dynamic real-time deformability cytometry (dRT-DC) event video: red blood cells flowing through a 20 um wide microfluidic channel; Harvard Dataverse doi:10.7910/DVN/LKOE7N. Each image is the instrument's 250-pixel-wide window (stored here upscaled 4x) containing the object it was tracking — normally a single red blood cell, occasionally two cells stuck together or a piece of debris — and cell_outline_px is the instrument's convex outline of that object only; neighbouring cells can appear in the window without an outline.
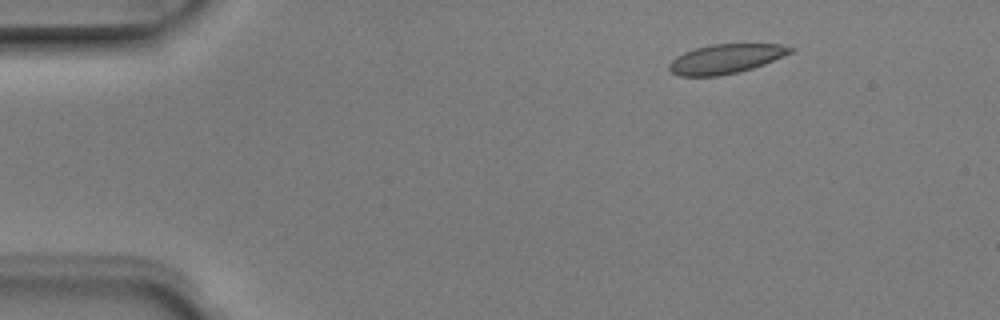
{"species": "Egyptian fruit bat (a non-hibernating species)", "species_latin": "Rousettus aegyptiacus", "temperature_condition": "room temperature", "stored_images_in_passage": 6, "camera_frame_rate_fps": 3000, "um_per_image_px": 0.085, "animal": {"sex": "male"}, "frame": {"image": 1, "passage_image": 2, "time_ms": 0.333, "image_size_px": [1000, 320], "cell_outline_px": [[796, 48], [792, 52], [764, 64], [752, 68], [736, 72], [716, 76], [680, 76], [672, 72], [668, 68], [668, 64], [676, 56], [684, 52], [696, 48], [712, 44], [780, 44]], "centroid_in_image_um": [61.68, 4.99], "position_along_channel_um": 23.3, "area_um2": 20.58}}
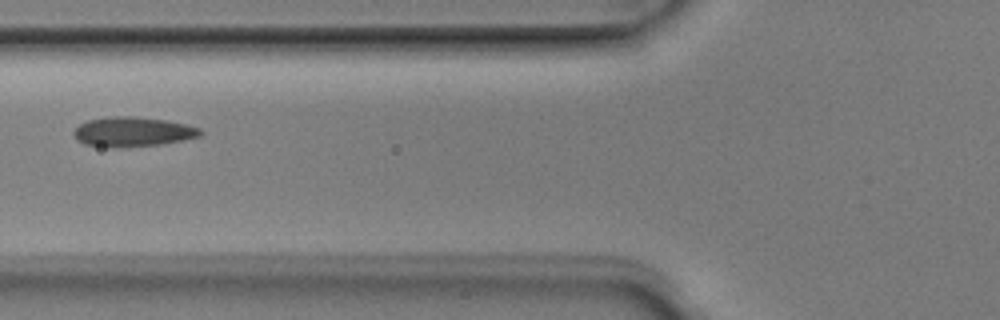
{"frame": {"image": 2, "passage_image": 5, "time_ms": 1.333, "image_size_px": [1000, 320], "cell_outline_px": [[204, 132], [200, 136], [184, 140], [160, 144], [84, 144], [76, 140], [72, 132], [80, 124], [88, 120], [112, 116], [136, 116], [164, 120], [188, 124], [200, 128]], "centroid_in_image_um": [11.35, 11.14], "position_along_channel_um": 114.5, "area_um2": 20.92}}
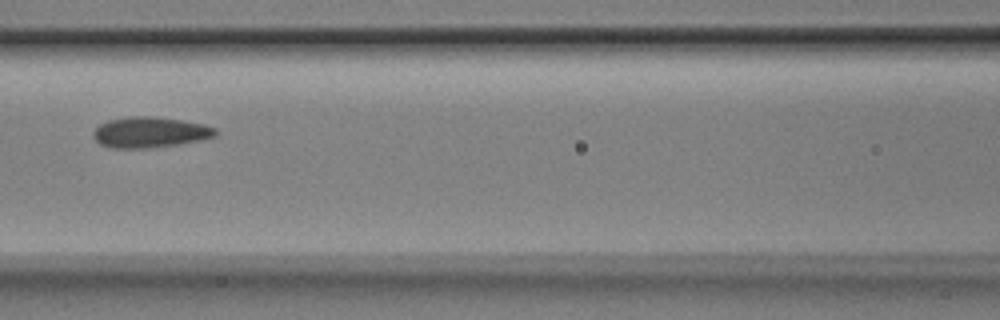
{"frame": {"image": 3, "passage_image": 6, "time_ms": 1.667, "image_size_px": [1000, 320], "cell_outline_px": [[216, 136], [200, 140], [180, 144], [148, 148], [112, 148], [100, 144], [92, 136], [92, 132], [100, 124], [108, 120], [132, 116], [152, 116], [180, 120], [204, 124], [216, 128]], "centroid_in_image_um": [12.73, 11.25], "position_along_channel_um": 153.9, "area_um2": 21.85}}